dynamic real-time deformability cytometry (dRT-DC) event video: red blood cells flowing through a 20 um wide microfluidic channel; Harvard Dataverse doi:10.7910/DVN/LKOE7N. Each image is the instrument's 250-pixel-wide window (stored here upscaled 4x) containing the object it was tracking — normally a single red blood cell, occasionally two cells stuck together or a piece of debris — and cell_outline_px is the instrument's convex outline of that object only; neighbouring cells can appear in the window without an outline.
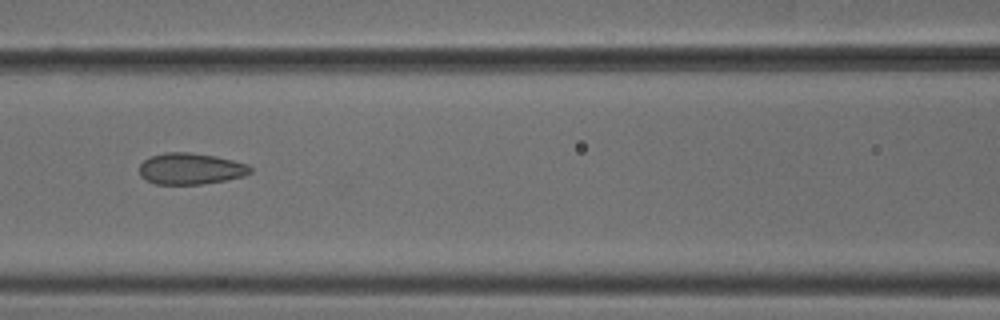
{"species": "common noctule bat (a hibernating species)", "species_latin": "Nyctalus noctula", "temperature_condition": "cold", "stored_images_in_passage": 6, "camera_frame_rate_fps": 3000, "um_per_image_px": 0.085, "animal": {"sex": "male", "body_mass_g": 18.8}, "frame": {"image": 1, "passage_image": 5, "time_ms": 1.333, "image_size_px": [1000, 320], "cell_outline_px": [[252, 172], [244, 176], [224, 180], [200, 184], [156, 184], [140, 176], [140, 164], [144, 160], [152, 156], [164, 152], [192, 152], [216, 156], [248, 164], [252, 168]], "centroid_in_image_um": [16.22, 14.33], "position_along_channel_um": 150.4, "area_um2": 20.23}}
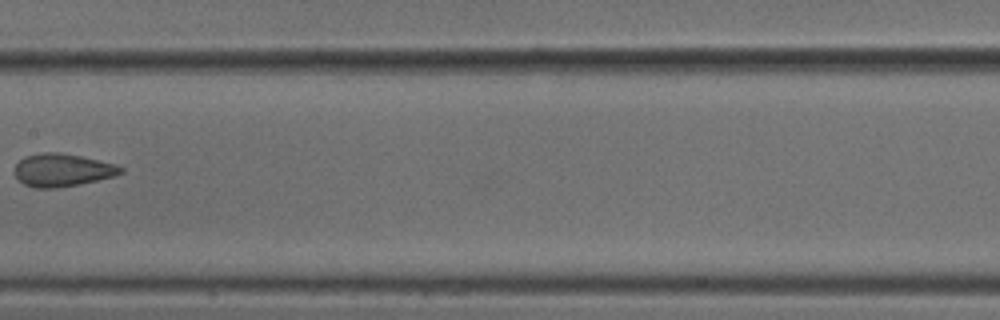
{"frame": {"image": 2, "passage_image": 6, "time_ms": 1.667, "image_size_px": [1000, 320], "cell_outline_px": [[124, 172], [116, 176], [80, 184], [56, 188], [36, 188], [24, 184], [12, 172], [16, 164], [24, 156], [40, 152], [56, 152], [80, 156], [116, 164], [124, 168]], "centroid_in_image_um": [5.29, 14.45], "position_along_channel_um": 202.1, "area_um2": 20.46}}